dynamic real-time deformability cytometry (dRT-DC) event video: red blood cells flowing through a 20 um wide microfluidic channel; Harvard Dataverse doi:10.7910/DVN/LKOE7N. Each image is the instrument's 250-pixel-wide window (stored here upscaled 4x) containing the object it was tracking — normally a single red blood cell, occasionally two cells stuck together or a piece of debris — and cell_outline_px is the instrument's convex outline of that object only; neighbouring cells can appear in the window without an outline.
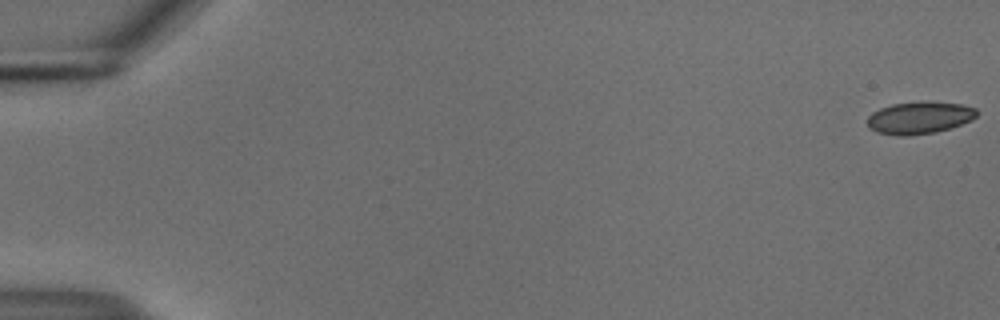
{"species": "common noctule bat (a hibernating species)", "species_latin": "Nyctalus noctula", "temperature_condition": "cold", "stored_images_in_passage": 55, "camera_frame_rate_fps": 3000, "um_per_image_px": 0.085, "animal": {"sex": "male", "body_mass_g": 18.8}, "frame": {"image": 1, "passage_image": 1, "time_ms": 0.0, "image_size_px": [1000, 320], "cell_outline_px": [[980, 112], [972, 120], [936, 132], [908, 136], [900, 136], [876, 132], [868, 124], [868, 116], [872, 112], [880, 108], [892, 104], [960, 104], [976, 108]], "centroid_in_image_um": [78.15, 10.05], "position_along_channel_um": 6.9, "area_um2": 19.71}}
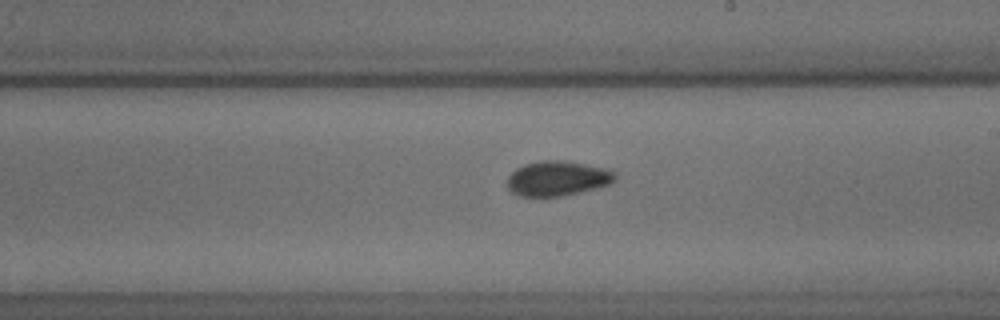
{"frame": {"image": 2, "passage_image": 33, "time_ms": 10.667, "image_size_px": [1000, 320], "cell_outline_px": [[616, 180], [608, 184], [596, 188], [580, 192], [560, 196], [520, 196], [512, 192], [508, 188], [508, 176], [516, 168], [524, 164], [540, 160], [564, 160], [608, 168], [616, 172]], "centroid_in_image_um": [47.4, 15.15], "position_along_channel_um": 241.6, "area_um2": 22.02}}
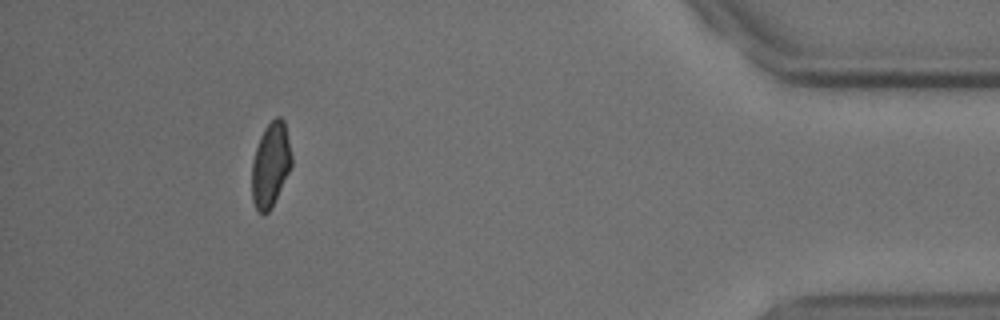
{"frame": {"image": 3, "passage_image": 51, "time_ms": 16.667, "image_size_px": [1000, 320], "cell_outline_px": [[292, 164], [272, 208], [264, 216], [256, 208], [252, 200], [252, 160], [260, 136], [264, 128], [276, 116], [280, 116], [284, 120], [292, 156]], "centroid_in_image_um": [22.99, 14.01], "position_along_channel_um": 412.2, "area_um2": 19.59}, "authors_computed_cell_mechanics": {"area_um2": 20.9814, "velocity_mm_per_s": 3.709, "shape_relaxation_time_tau1_ms": 4.4692, "shape_relaxation_time_tau2_ms": 1.5029, "deformation_change_tau1": 0.0967, "deformation_change_tau2": 0.0582}}